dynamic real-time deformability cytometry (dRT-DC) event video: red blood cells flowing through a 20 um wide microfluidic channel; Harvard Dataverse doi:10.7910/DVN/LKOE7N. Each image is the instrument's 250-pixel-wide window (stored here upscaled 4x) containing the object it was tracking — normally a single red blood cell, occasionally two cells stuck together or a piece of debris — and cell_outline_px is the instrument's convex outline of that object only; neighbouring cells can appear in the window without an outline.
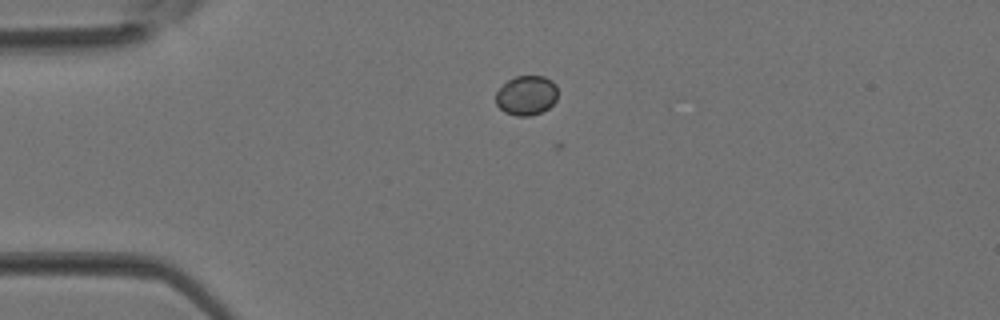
{"species": "Egyptian fruit bat (a non-hibernating species)", "species_latin": "Rousettus aegyptiacus", "temperature_condition": "room temperature", "stored_images_in_passage": 11, "camera_frame_rate_fps": 3000, "um_per_image_px": 0.085, "animal": {"sex": "female"}, "frame": {"image": 1, "passage_image": 8, "time_ms": 2.333, "image_size_px": [1000, 320], "cell_outline_px": [[556, 100], [548, 108], [540, 112], [528, 116], [516, 116], [504, 112], [496, 104], [496, 92], [508, 80], [516, 76], [544, 76], [552, 80], [556, 84]], "centroid_in_image_um": [44.74, 8.1], "position_along_channel_um": 40.3, "area_um2": 14.22}}